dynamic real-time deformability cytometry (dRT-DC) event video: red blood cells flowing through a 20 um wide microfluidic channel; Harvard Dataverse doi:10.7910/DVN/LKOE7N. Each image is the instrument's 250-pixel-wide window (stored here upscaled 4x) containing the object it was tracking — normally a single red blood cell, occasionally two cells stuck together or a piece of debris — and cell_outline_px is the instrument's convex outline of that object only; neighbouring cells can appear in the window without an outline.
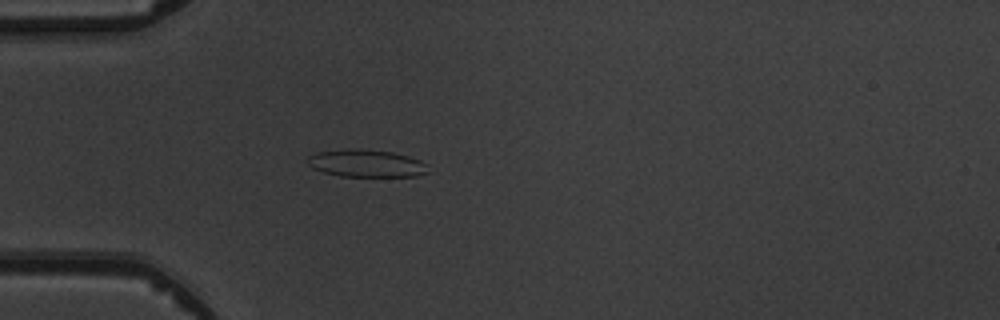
{"species": "common noctule bat (a hibernating species)", "species_latin": "Nyctalus noctula", "temperature_condition": "warm", "stored_images_in_passage": 5, "camera_frame_rate_fps": 3000, "um_per_image_px": 0.085, "animal": {"sex": "male", "body_mass_g": 19.5, "forearm_length_mm": 54.6}, "frame": {"image": 1, "passage_image": 5, "time_ms": 4.667, "image_size_px": [1000, 320], "cell_outline_px": [[428, 172], [416, 176], [340, 176], [324, 172], [312, 168], [304, 160], [308, 156], [316, 152], [352, 148], [360, 148], [392, 152], [408, 156], [420, 160], [428, 164]], "centroid_in_image_um": [31.11, 13.87], "position_along_channel_um": 53.9, "area_um2": 19.48}}